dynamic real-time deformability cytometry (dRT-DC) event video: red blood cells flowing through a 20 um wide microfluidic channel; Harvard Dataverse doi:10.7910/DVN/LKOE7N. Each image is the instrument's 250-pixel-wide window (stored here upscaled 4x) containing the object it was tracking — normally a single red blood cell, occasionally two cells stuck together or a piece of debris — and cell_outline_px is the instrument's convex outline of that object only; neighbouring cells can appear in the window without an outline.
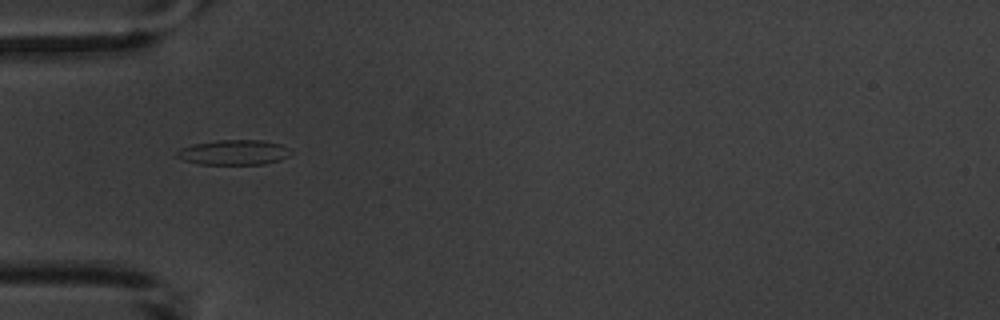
{"species": "common noctule bat (a hibernating species)", "species_latin": "Nyctalus noctula", "temperature_condition": "warm", "stored_images_in_passage": 12, "camera_frame_rate_fps": 3000, "um_per_image_px": 0.085, "animal": {"sex": "male", "body_mass_g": 20.1, "forearm_length_mm": 53.5}, "frame": {"image": 1, "passage_image": 4, "time_ms": 4.333, "image_size_px": [1000, 320], "cell_outline_px": [[292, 152], [288, 156], [280, 160], [264, 164], [200, 164], [184, 160], [176, 156], [176, 152], [180, 148], [192, 144], [216, 140], [264, 140], [280, 144]], "centroid_in_image_um": [19.86, 12.95], "position_along_channel_um": 65.1, "area_um2": 16.59}}
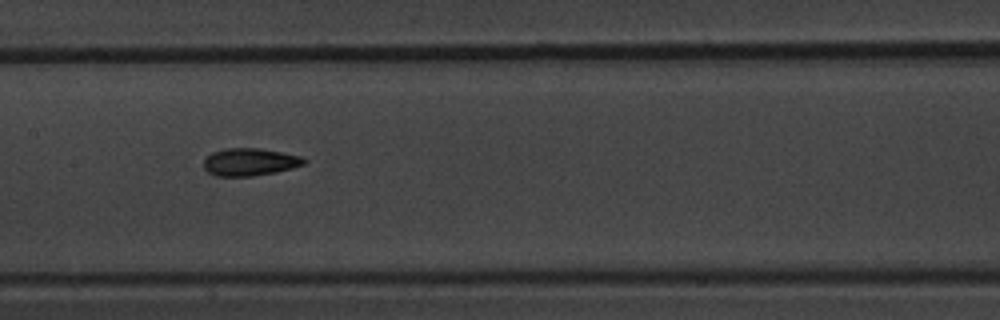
{"frame": {"image": 2, "passage_image": 7, "time_ms": 7.667, "image_size_px": [1000, 320], "cell_outline_px": [[308, 160], [304, 164], [292, 168], [276, 172], [252, 176], [216, 176], [208, 172], [204, 168], [204, 160], [212, 152], [224, 148], [260, 148], [300, 156]], "centroid_in_image_um": [21.22, 13.77], "position_along_channel_um": 186.2, "area_um2": 16.07}}
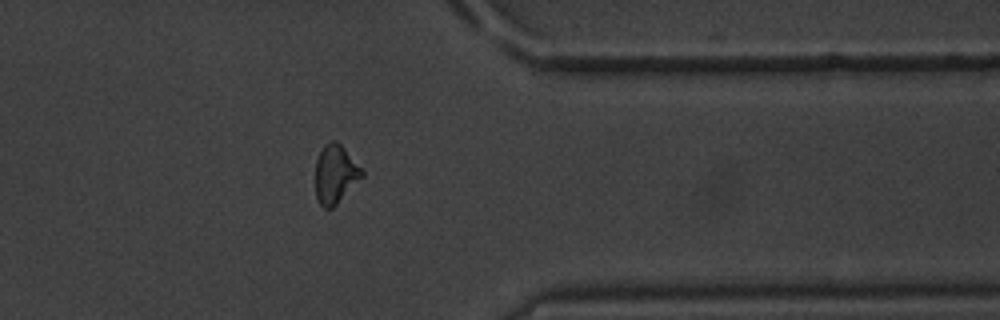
{"frame": {"image": 3, "passage_image": 12, "time_ms": 13.333, "image_size_px": [1000, 320], "cell_outline_px": [[364, 176], [332, 208], [324, 208], [320, 204], [316, 196], [316, 160], [324, 144], [332, 140], [336, 140], [344, 148], [364, 172]], "centroid_in_image_um": [28.5, 14.79], "position_along_channel_um": 382.9, "area_um2": 15.66}, "authors_computed_cell_mechanics": {"area_um2": 15.8372, "velocity_mm_per_s": 3.6346, "shape_relaxation_time_tau1_ms": 5.6445, "shape_relaxation_time_tau2_ms": 2.1362, "deformation_change_tau1": 0.1487, "deformation_change_tau2": 0.0754}}